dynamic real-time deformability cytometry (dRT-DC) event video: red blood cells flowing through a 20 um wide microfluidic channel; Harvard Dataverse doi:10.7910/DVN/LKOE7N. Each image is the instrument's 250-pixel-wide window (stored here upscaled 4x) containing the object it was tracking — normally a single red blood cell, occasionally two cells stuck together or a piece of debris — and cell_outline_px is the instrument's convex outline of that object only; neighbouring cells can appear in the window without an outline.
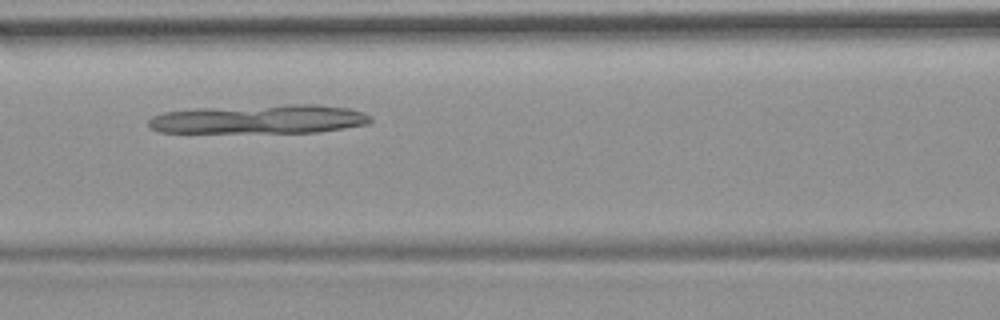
{"species": "common noctule bat (a hibernating species)", "species_latin": "Nyctalus noctula", "temperature_condition": "room temperature", "stored_images_in_passage": 5, "camera_frame_rate_fps": 3000, "um_per_image_px": 0.085, "animal": {"sex": "female", "body_mass_g": 19.9}, "frame": {"image": 1, "passage_image": 4, "time_ms": 3.333, "image_size_px": [1000, 320], "cell_outline_px": [[372, 120], [368, 124], [320, 132], [160, 132], [148, 128], [148, 120], [152, 116], [164, 112], [196, 108], [288, 104], [316, 104], [348, 108], [364, 112], [372, 116]], "centroid_in_image_um": [22.07, 10.12], "position_along_channel_um": 144.5, "area_um2": 37.74}}
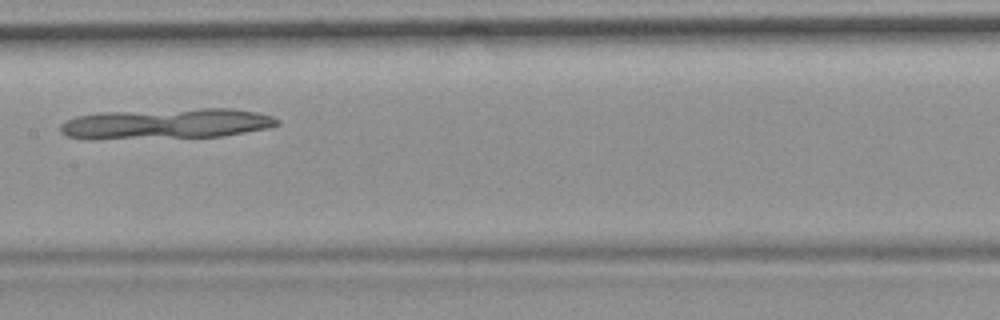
{"frame": {"image": 2, "passage_image": 5, "time_ms": 4.667, "image_size_px": [1000, 320], "cell_outline_px": [[280, 124], [272, 128], [224, 136], [68, 136], [60, 132], [60, 124], [64, 120], [76, 116], [100, 112], [200, 108], [236, 108], [256, 112], [272, 116], [280, 120]], "centroid_in_image_um": [14.34, 10.45], "position_along_channel_um": 193.1, "area_um2": 37.11}}